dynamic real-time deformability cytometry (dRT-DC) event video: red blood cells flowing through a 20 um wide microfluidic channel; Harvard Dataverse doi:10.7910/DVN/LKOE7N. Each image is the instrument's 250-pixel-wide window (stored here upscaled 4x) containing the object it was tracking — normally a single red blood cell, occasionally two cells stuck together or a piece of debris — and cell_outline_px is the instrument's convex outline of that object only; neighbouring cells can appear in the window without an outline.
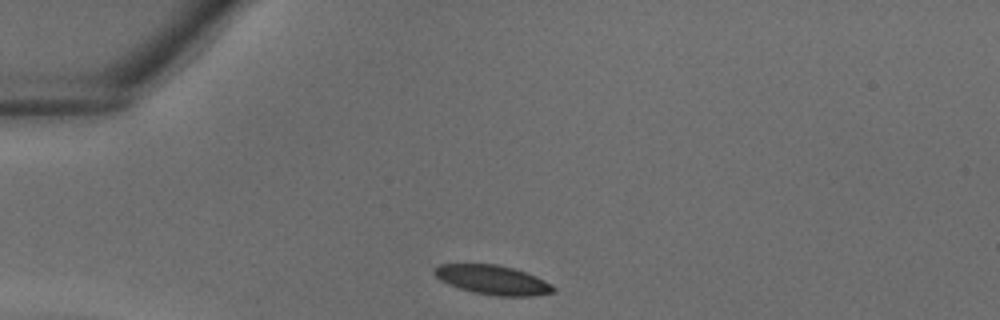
{"species": "common noctule bat (a hibernating species)", "species_latin": "Nyctalus noctula", "temperature_condition": "warm", "stored_images_in_passage": 30, "camera_frame_rate_fps": 3000, "um_per_image_px": 0.085, "animal": {"sex": "male", "body_mass_g": 18.8}, "frame": {"image": 1, "passage_image": 1, "time_ms": 0.0, "image_size_px": [1000, 320], "cell_outline_px": [[556, 292], [532, 296], [500, 296], [472, 292], [448, 284], [440, 280], [432, 272], [440, 264], [496, 264], [512, 268], [536, 276], [552, 284], [556, 288]], "centroid_in_image_um": [41.9, 23.8], "position_along_channel_um": 43.1, "area_um2": 20.23}}
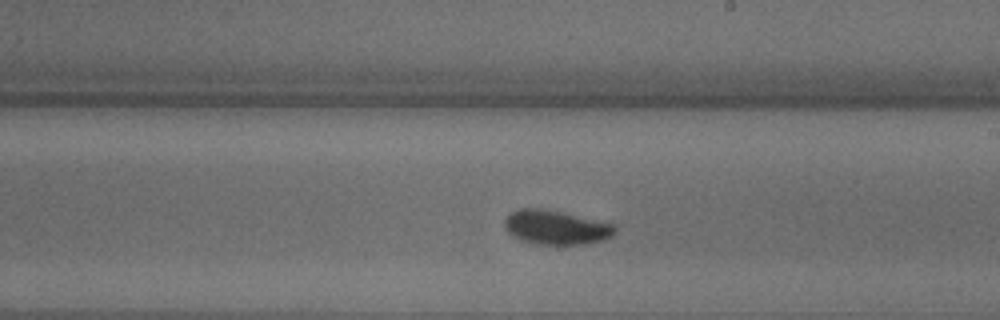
{"frame": {"image": 2, "passage_image": 14, "time_ms": 4.333, "image_size_px": [1000, 320], "cell_outline_px": [[616, 232], [612, 236], [604, 240], [584, 244], [536, 244], [520, 240], [512, 236], [504, 228], [504, 220], [512, 212], [520, 208], [540, 208], [560, 212], [616, 224]], "centroid_in_image_um": [47.26, 19.33], "position_along_channel_um": 241.7, "area_um2": 22.02}}
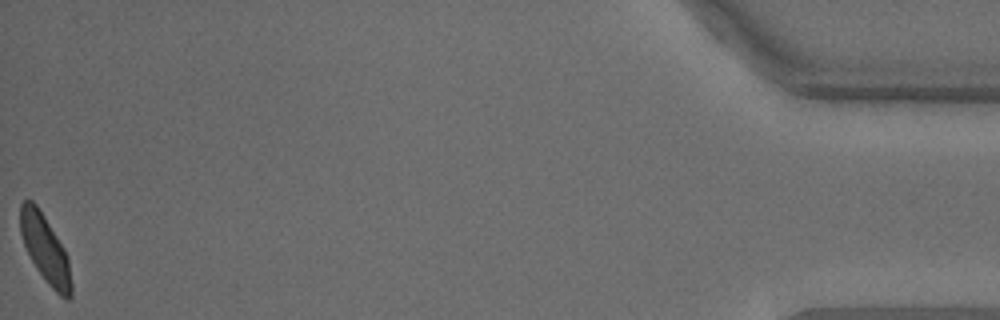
{"frame": {"image": 3, "passage_image": 30, "time_ms": 9.667, "image_size_px": [1000, 320], "cell_outline_px": [[72, 296], [68, 300], [64, 300], [48, 284], [36, 268], [24, 244], [20, 232], [20, 204], [24, 200], [32, 200], [36, 204], [44, 216], [64, 248], [68, 260], [72, 284]], "centroid_in_image_um": [3.85, 21.19], "position_along_channel_um": 431.3, "area_um2": 19.94}}